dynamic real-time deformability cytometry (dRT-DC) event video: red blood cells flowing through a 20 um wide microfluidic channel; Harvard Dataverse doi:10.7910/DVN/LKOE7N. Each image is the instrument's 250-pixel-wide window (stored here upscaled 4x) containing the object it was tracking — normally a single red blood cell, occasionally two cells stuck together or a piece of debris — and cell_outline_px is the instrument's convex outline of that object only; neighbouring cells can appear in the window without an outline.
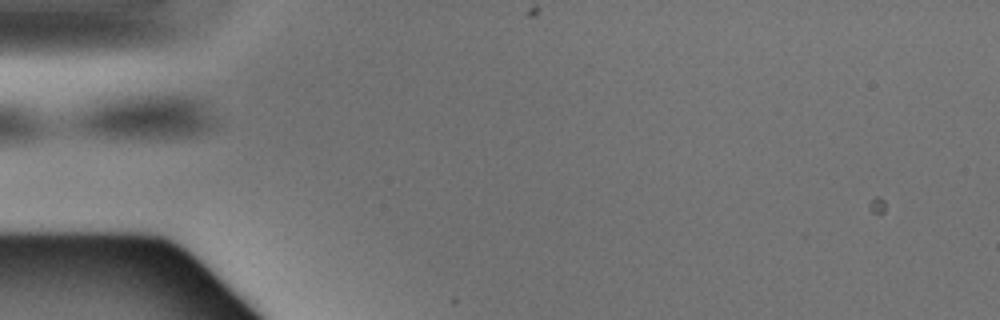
{"species": "Egyptian fruit bat (a non-hibernating species)", "species_latin": "Rousettus aegyptiacus", "temperature_condition": "warm", "stored_images_in_passage": 2, "camera_frame_rate_fps": 3000, "um_per_image_px": 0.085, "animal": {"sex": "male"}, "frame": {"image": 1, "passage_image": 2, "time_ms": 0.333, "image_size_px": [1000, 320], "cell_outline_px": [[220, 124], [216, 128], [208, 132], [196, 136], [156, 140], [96, 136], [84, 132], [76, 128], [72, 124], [72, 116], [92, 96], [112, 92], [192, 96], [204, 100]], "centroid_in_image_um": [12.3, 9.89], "position_along_channel_um": 72.7, "area_um2": 40.58}}